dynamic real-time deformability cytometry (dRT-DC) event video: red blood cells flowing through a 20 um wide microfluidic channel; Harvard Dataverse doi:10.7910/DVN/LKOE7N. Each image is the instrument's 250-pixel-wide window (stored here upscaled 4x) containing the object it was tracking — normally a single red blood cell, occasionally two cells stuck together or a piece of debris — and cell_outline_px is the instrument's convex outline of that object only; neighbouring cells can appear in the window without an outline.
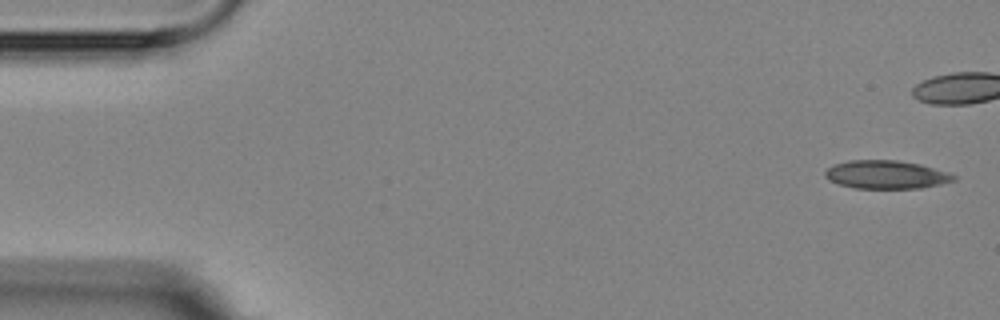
{"species": "Egyptian fruit bat (a non-hibernating species)", "species_latin": "Rousettus aegyptiacus", "temperature_condition": "room temperature", "stored_images_in_passage": 8, "camera_frame_rate_fps": 3000, "um_per_image_px": 0.085, "animal": {"sex": "female"}, "frame": {"image": 1, "passage_image": 1, "time_ms": 0.0, "image_size_px": [1000, 320], "cell_outline_px": [[956, 180], [940, 184], [920, 188], [856, 188], [840, 184], [828, 180], [824, 176], [824, 172], [832, 164], [848, 160], [896, 160], [920, 164], [948, 172], [956, 176]], "centroid_in_image_um": [75.3, 14.83], "position_along_channel_um": 9.7, "area_um2": 21.21}}
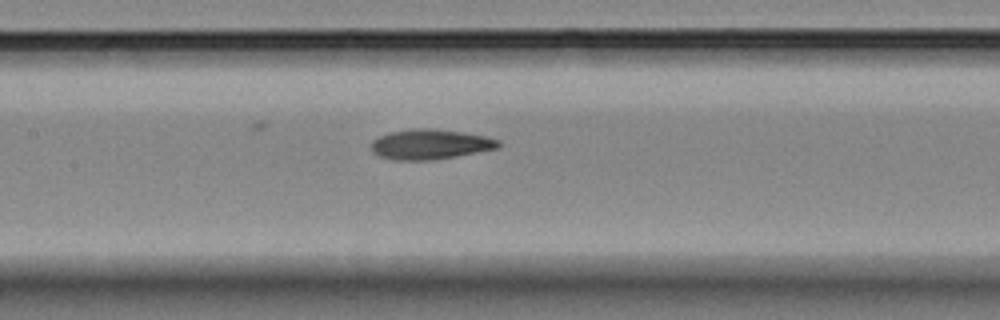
{"frame": {"image": 2, "passage_image": 8, "time_ms": 9.0, "image_size_px": [1000, 320], "cell_outline_px": [[500, 148], [456, 156], [432, 160], [392, 160], [380, 156], [372, 152], [372, 140], [388, 132], [412, 128], [432, 128], [460, 132], [484, 136], [500, 140]], "centroid_in_image_um": [36.55, 12.26], "position_along_channel_um": 170.8, "area_um2": 22.31}}